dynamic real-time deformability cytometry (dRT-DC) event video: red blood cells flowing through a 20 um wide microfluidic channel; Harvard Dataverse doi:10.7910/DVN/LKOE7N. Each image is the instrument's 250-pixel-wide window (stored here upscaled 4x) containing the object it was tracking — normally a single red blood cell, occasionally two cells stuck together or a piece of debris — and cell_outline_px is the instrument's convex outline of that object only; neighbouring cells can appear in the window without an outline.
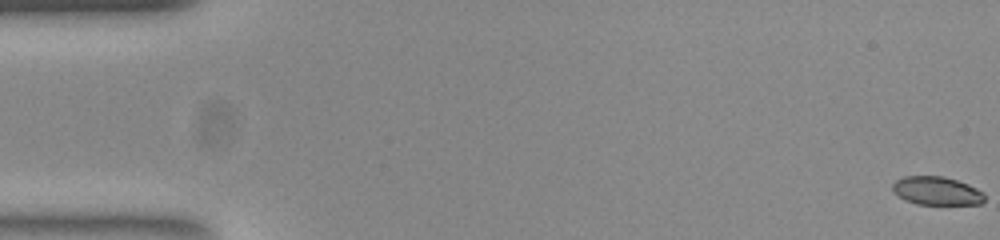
{"species": "common noctule bat (a hibernating species)", "species_latin": "Nyctalus noctula", "temperature_condition": "room temperature", "stored_images_in_passage": 15, "camera_frame_rate_fps": 3000, "um_per_image_px": 0.085, "animal": {"sex": "female", "body_mass_g": 23.0, "forearm_length_mm": 53.4}, "frame": {"image": 1, "passage_image": 1, "time_ms": 0.0, "image_size_px": [1000, 240], "cell_outline_px": [[984, 200], [980, 204], [916, 204], [904, 200], [892, 188], [892, 184], [896, 180], [904, 176], [944, 176], [968, 184], [984, 192]], "centroid_in_image_um": [79.63, 16.22], "position_along_channel_um": 5.4, "area_um2": 15.14}}